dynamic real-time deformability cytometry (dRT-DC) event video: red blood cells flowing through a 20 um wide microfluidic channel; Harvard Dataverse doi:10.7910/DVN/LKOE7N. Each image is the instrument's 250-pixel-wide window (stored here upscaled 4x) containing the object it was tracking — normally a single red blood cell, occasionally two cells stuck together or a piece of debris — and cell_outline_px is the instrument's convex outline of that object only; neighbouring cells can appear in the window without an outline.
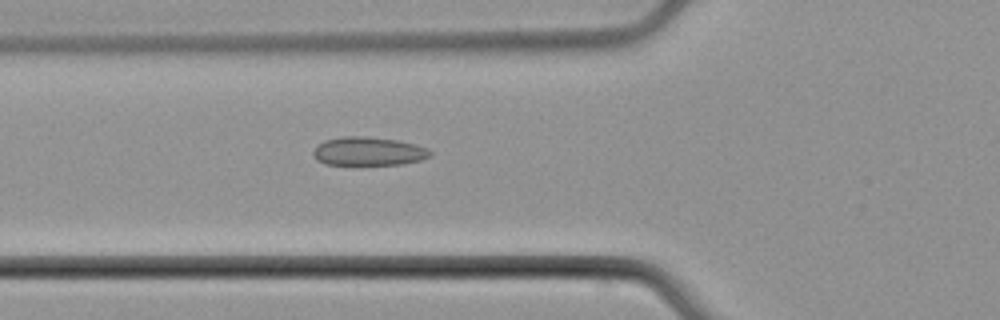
{"species": "common noctule bat (a hibernating species)", "species_latin": "Nyctalus noctula", "temperature_condition": "cold", "stored_images_in_passage": 6, "camera_frame_rate_fps": 3000, "um_per_image_px": 0.085, "animal": {"sex": "male", "body_mass_g": 21.5, "forearm_length_mm": 52.0}, "frame": {"image": 1, "passage_image": 6, "time_ms": 6.333, "image_size_px": [1000, 320], "cell_outline_px": [[432, 156], [420, 160], [400, 164], [328, 164], [316, 160], [312, 152], [316, 144], [324, 140], [340, 136], [368, 136], [396, 140], [416, 144], [428, 148], [432, 152]], "centroid_in_image_um": [31.3, 12.84], "position_along_channel_um": 94.5, "area_um2": 19.59}}